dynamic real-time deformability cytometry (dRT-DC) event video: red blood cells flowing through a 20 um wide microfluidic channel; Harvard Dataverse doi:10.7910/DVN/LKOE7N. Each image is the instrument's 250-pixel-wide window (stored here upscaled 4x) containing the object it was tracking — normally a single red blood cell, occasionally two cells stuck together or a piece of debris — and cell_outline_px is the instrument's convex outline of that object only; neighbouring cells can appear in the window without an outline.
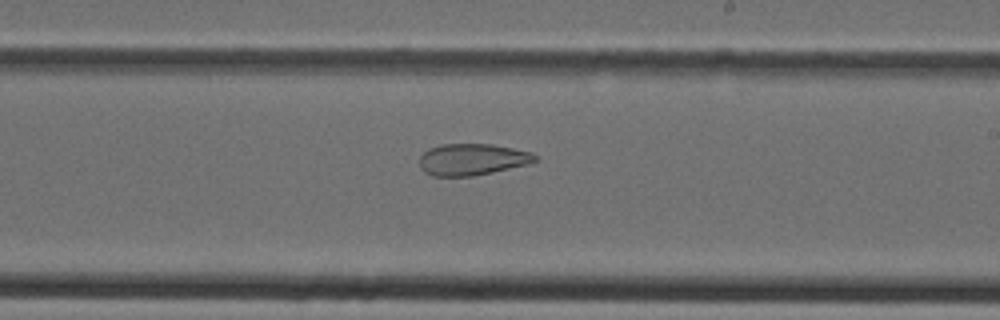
{"species": "Egyptian fruit bat (a non-hibernating species)", "species_latin": "Rousettus aegyptiacus", "temperature_condition": "cold", "stored_images_in_passage": 25, "camera_frame_rate_fps": 3000, "um_per_image_px": 0.085, "animal": {"sex": "female"}, "frame": {"image": 1, "passage_image": 11, "time_ms": 3.333, "image_size_px": [1000, 320], "cell_outline_px": [[540, 160], [528, 164], [492, 172], [472, 176], [432, 176], [424, 172], [420, 168], [420, 156], [428, 148], [440, 144], [492, 144], [532, 152]], "centroid_in_image_um": [40.13, 13.55], "position_along_channel_um": 248.9, "area_um2": 21.39}}